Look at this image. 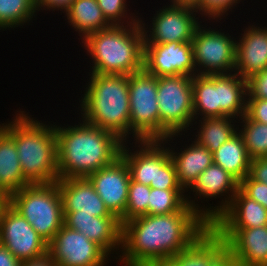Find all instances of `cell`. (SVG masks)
<instances>
[{"label": "cell", "instance_id": "obj_1", "mask_svg": "<svg viewBox=\"0 0 267 266\" xmlns=\"http://www.w3.org/2000/svg\"><path fill=\"white\" fill-rule=\"evenodd\" d=\"M209 230L210 224L189 205L180 212L133 218L122 224V247L115 265L142 266L170 260Z\"/></svg>", "mask_w": 267, "mask_h": 266}, {"label": "cell", "instance_id": "obj_2", "mask_svg": "<svg viewBox=\"0 0 267 266\" xmlns=\"http://www.w3.org/2000/svg\"><path fill=\"white\" fill-rule=\"evenodd\" d=\"M72 115L77 119L66 116L69 120L62 119V124L54 118L59 179L87 178L112 164L120 157L124 142L115 133L87 123L76 113Z\"/></svg>", "mask_w": 267, "mask_h": 266}, {"label": "cell", "instance_id": "obj_3", "mask_svg": "<svg viewBox=\"0 0 267 266\" xmlns=\"http://www.w3.org/2000/svg\"><path fill=\"white\" fill-rule=\"evenodd\" d=\"M23 107L5 119L4 130L15 142L24 179L30 185L54 183L59 179L55 123Z\"/></svg>", "mask_w": 267, "mask_h": 266}, {"label": "cell", "instance_id": "obj_4", "mask_svg": "<svg viewBox=\"0 0 267 266\" xmlns=\"http://www.w3.org/2000/svg\"><path fill=\"white\" fill-rule=\"evenodd\" d=\"M86 75L81 78L85 83L79 86L78 100L72 103L76 108L68 115L75 111L87 123L115 133L124 142L130 141L129 76Z\"/></svg>", "mask_w": 267, "mask_h": 266}, {"label": "cell", "instance_id": "obj_5", "mask_svg": "<svg viewBox=\"0 0 267 266\" xmlns=\"http://www.w3.org/2000/svg\"><path fill=\"white\" fill-rule=\"evenodd\" d=\"M144 43L140 22L91 33L78 45L87 57L83 56V63L89 64L84 73L129 76L140 72L144 70Z\"/></svg>", "mask_w": 267, "mask_h": 266}, {"label": "cell", "instance_id": "obj_6", "mask_svg": "<svg viewBox=\"0 0 267 266\" xmlns=\"http://www.w3.org/2000/svg\"><path fill=\"white\" fill-rule=\"evenodd\" d=\"M247 80L231 74L192 77L194 120L205 117H233L246 114Z\"/></svg>", "mask_w": 267, "mask_h": 266}, {"label": "cell", "instance_id": "obj_7", "mask_svg": "<svg viewBox=\"0 0 267 266\" xmlns=\"http://www.w3.org/2000/svg\"><path fill=\"white\" fill-rule=\"evenodd\" d=\"M228 23H231V26ZM228 23L203 20L197 27L191 41L196 74L234 73L236 54V32L234 31L236 26L234 27V20ZM226 24L228 25L226 26Z\"/></svg>", "mask_w": 267, "mask_h": 266}, {"label": "cell", "instance_id": "obj_8", "mask_svg": "<svg viewBox=\"0 0 267 266\" xmlns=\"http://www.w3.org/2000/svg\"><path fill=\"white\" fill-rule=\"evenodd\" d=\"M9 204L47 243L64 225L62 198L57 182L25 186L10 196Z\"/></svg>", "mask_w": 267, "mask_h": 266}, {"label": "cell", "instance_id": "obj_9", "mask_svg": "<svg viewBox=\"0 0 267 266\" xmlns=\"http://www.w3.org/2000/svg\"><path fill=\"white\" fill-rule=\"evenodd\" d=\"M157 5L151 8L155 11L148 10L151 16L146 12H140L139 22L144 33V44L191 42L197 27L203 22L197 11L186 6L168 4L162 0ZM142 14L149 17L144 18L145 15Z\"/></svg>", "mask_w": 267, "mask_h": 266}, {"label": "cell", "instance_id": "obj_10", "mask_svg": "<svg viewBox=\"0 0 267 266\" xmlns=\"http://www.w3.org/2000/svg\"><path fill=\"white\" fill-rule=\"evenodd\" d=\"M160 140L171 134L189 132L193 117L192 77H157Z\"/></svg>", "mask_w": 267, "mask_h": 266}, {"label": "cell", "instance_id": "obj_11", "mask_svg": "<svg viewBox=\"0 0 267 266\" xmlns=\"http://www.w3.org/2000/svg\"><path fill=\"white\" fill-rule=\"evenodd\" d=\"M239 184L234 176L213 163L186 191V203L211 224L228 207Z\"/></svg>", "mask_w": 267, "mask_h": 266}, {"label": "cell", "instance_id": "obj_12", "mask_svg": "<svg viewBox=\"0 0 267 266\" xmlns=\"http://www.w3.org/2000/svg\"><path fill=\"white\" fill-rule=\"evenodd\" d=\"M130 141L160 140L157 77L145 70L129 75Z\"/></svg>", "mask_w": 267, "mask_h": 266}, {"label": "cell", "instance_id": "obj_13", "mask_svg": "<svg viewBox=\"0 0 267 266\" xmlns=\"http://www.w3.org/2000/svg\"><path fill=\"white\" fill-rule=\"evenodd\" d=\"M258 13L256 21H254L252 16L248 17L246 15L245 18H247L248 22L245 20L242 22L243 28L234 20L237 26L234 72L246 80L252 75L267 69V19L263 17V14L260 15L259 11ZM258 18L261 19L259 20Z\"/></svg>", "mask_w": 267, "mask_h": 266}, {"label": "cell", "instance_id": "obj_14", "mask_svg": "<svg viewBox=\"0 0 267 266\" xmlns=\"http://www.w3.org/2000/svg\"><path fill=\"white\" fill-rule=\"evenodd\" d=\"M57 266H108L114 260L81 232L63 225L48 243Z\"/></svg>", "mask_w": 267, "mask_h": 266}, {"label": "cell", "instance_id": "obj_15", "mask_svg": "<svg viewBox=\"0 0 267 266\" xmlns=\"http://www.w3.org/2000/svg\"><path fill=\"white\" fill-rule=\"evenodd\" d=\"M0 243L19 261L36 258L48 252V243L10 204L0 213Z\"/></svg>", "mask_w": 267, "mask_h": 266}, {"label": "cell", "instance_id": "obj_16", "mask_svg": "<svg viewBox=\"0 0 267 266\" xmlns=\"http://www.w3.org/2000/svg\"><path fill=\"white\" fill-rule=\"evenodd\" d=\"M224 243L227 260L236 266L267 265V226L210 228Z\"/></svg>", "mask_w": 267, "mask_h": 266}, {"label": "cell", "instance_id": "obj_17", "mask_svg": "<svg viewBox=\"0 0 267 266\" xmlns=\"http://www.w3.org/2000/svg\"><path fill=\"white\" fill-rule=\"evenodd\" d=\"M162 141L168 147L177 179L185 191L207 167L214 163L213 153L199 145L187 133L171 134Z\"/></svg>", "mask_w": 267, "mask_h": 266}, {"label": "cell", "instance_id": "obj_18", "mask_svg": "<svg viewBox=\"0 0 267 266\" xmlns=\"http://www.w3.org/2000/svg\"><path fill=\"white\" fill-rule=\"evenodd\" d=\"M144 70L155 77H193L196 68L191 42L144 44Z\"/></svg>", "mask_w": 267, "mask_h": 266}, {"label": "cell", "instance_id": "obj_19", "mask_svg": "<svg viewBox=\"0 0 267 266\" xmlns=\"http://www.w3.org/2000/svg\"><path fill=\"white\" fill-rule=\"evenodd\" d=\"M87 179L94 186L109 212L117 216L121 224L125 223V209L131 180L125 160L120 156L112 164L90 174Z\"/></svg>", "mask_w": 267, "mask_h": 266}, {"label": "cell", "instance_id": "obj_20", "mask_svg": "<svg viewBox=\"0 0 267 266\" xmlns=\"http://www.w3.org/2000/svg\"><path fill=\"white\" fill-rule=\"evenodd\" d=\"M63 213L65 226L81 232L116 262L122 247V224L118 217H96L79 211Z\"/></svg>", "mask_w": 267, "mask_h": 266}, {"label": "cell", "instance_id": "obj_21", "mask_svg": "<svg viewBox=\"0 0 267 266\" xmlns=\"http://www.w3.org/2000/svg\"><path fill=\"white\" fill-rule=\"evenodd\" d=\"M63 212H76L96 217H117L109 212L87 178L58 179Z\"/></svg>", "mask_w": 267, "mask_h": 266}, {"label": "cell", "instance_id": "obj_22", "mask_svg": "<svg viewBox=\"0 0 267 266\" xmlns=\"http://www.w3.org/2000/svg\"><path fill=\"white\" fill-rule=\"evenodd\" d=\"M267 226V209L248 197L240 188L228 207L210 224V228H257Z\"/></svg>", "mask_w": 267, "mask_h": 266}, {"label": "cell", "instance_id": "obj_23", "mask_svg": "<svg viewBox=\"0 0 267 266\" xmlns=\"http://www.w3.org/2000/svg\"><path fill=\"white\" fill-rule=\"evenodd\" d=\"M120 156L125 160L133 181L156 185L157 140L123 142Z\"/></svg>", "mask_w": 267, "mask_h": 266}, {"label": "cell", "instance_id": "obj_24", "mask_svg": "<svg viewBox=\"0 0 267 266\" xmlns=\"http://www.w3.org/2000/svg\"><path fill=\"white\" fill-rule=\"evenodd\" d=\"M63 21L76 33L78 44L89 34L105 30L112 25L106 20L96 0H75L62 16ZM79 37V38H78Z\"/></svg>", "mask_w": 267, "mask_h": 266}, {"label": "cell", "instance_id": "obj_25", "mask_svg": "<svg viewBox=\"0 0 267 266\" xmlns=\"http://www.w3.org/2000/svg\"><path fill=\"white\" fill-rule=\"evenodd\" d=\"M226 260L225 243L211 229L188 250L170 259L175 266H221Z\"/></svg>", "mask_w": 267, "mask_h": 266}, {"label": "cell", "instance_id": "obj_26", "mask_svg": "<svg viewBox=\"0 0 267 266\" xmlns=\"http://www.w3.org/2000/svg\"><path fill=\"white\" fill-rule=\"evenodd\" d=\"M238 121L229 116L196 119L187 134L213 153L238 132Z\"/></svg>", "mask_w": 267, "mask_h": 266}, {"label": "cell", "instance_id": "obj_27", "mask_svg": "<svg viewBox=\"0 0 267 266\" xmlns=\"http://www.w3.org/2000/svg\"><path fill=\"white\" fill-rule=\"evenodd\" d=\"M28 185L22 174L15 142L3 129L0 132V187L10 197Z\"/></svg>", "mask_w": 267, "mask_h": 266}, {"label": "cell", "instance_id": "obj_28", "mask_svg": "<svg viewBox=\"0 0 267 266\" xmlns=\"http://www.w3.org/2000/svg\"><path fill=\"white\" fill-rule=\"evenodd\" d=\"M250 161L242 136L237 132L213 152L214 164L241 182L250 171Z\"/></svg>", "mask_w": 267, "mask_h": 266}, {"label": "cell", "instance_id": "obj_29", "mask_svg": "<svg viewBox=\"0 0 267 266\" xmlns=\"http://www.w3.org/2000/svg\"><path fill=\"white\" fill-rule=\"evenodd\" d=\"M35 0H0V32L28 29L37 23ZM34 21V22H33ZM33 23V24H32Z\"/></svg>", "mask_w": 267, "mask_h": 266}, {"label": "cell", "instance_id": "obj_30", "mask_svg": "<svg viewBox=\"0 0 267 266\" xmlns=\"http://www.w3.org/2000/svg\"><path fill=\"white\" fill-rule=\"evenodd\" d=\"M238 133L243 138L251 160L267 156V124L253 121L243 115L238 121Z\"/></svg>", "mask_w": 267, "mask_h": 266}, {"label": "cell", "instance_id": "obj_31", "mask_svg": "<svg viewBox=\"0 0 267 266\" xmlns=\"http://www.w3.org/2000/svg\"><path fill=\"white\" fill-rule=\"evenodd\" d=\"M186 205V191L184 189L151 188L149 215H167L180 212Z\"/></svg>", "mask_w": 267, "mask_h": 266}, {"label": "cell", "instance_id": "obj_32", "mask_svg": "<svg viewBox=\"0 0 267 266\" xmlns=\"http://www.w3.org/2000/svg\"><path fill=\"white\" fill-rule=\"evenodd\" d=\"M99 7L102 9L103 15L111 25H130L139 22V10L145 9L142 7H132L133 0H96ZM130 4H132L130 6ZM134 12H133V10Z\"/></svg>", "mask_w": 267, "mask_h": 266}, {"label": "cell", "instance_id": "obj_33", "mask_svg": "<svg viewBox=\"0 0 267 266\" xmlns=\"http://www.w3.org/2000/svg\"><path fill=\"white\" fill-rule=\"evenodd\" d=\"M245 1L247 0H201V3L195 10L203 20L227 21L230 18L229 20L233 21L232 15H235V12H240L238 13L240 18L241 15H243L241 14L243 12L241 10H244L243 8L248 6V4H245L248 3L249 0L247 2ZM253 1L254 0H250L251 3Z\"/></svg>", "mask_w": 267, "mask_h": 266}, {"label": "cell", "instance_id": "obj_34", "mask_svg": "<svg viewBox=\"0 0 267 266\" xmlns=\"http://www.w3.org/2000/svg\"><path fill=\"white\" fill-rule=\"evenodd\" d=\"M156 189H183L180 185L175 165L171 159L168 147L162 140H157V177L156 185H150Z\"/></svg>", "mask_w": 267, "mask_h": 266}, {"label": "cell", "instance_id": "obj_35", "mask_svg": "<svg viewBox=\"0 0 267 266\" xmlns=\"http://www.w3.org/2000/svg\"><path fill=\"white\" fill-rule=\"evenodd\" d=\"M150 186L133 181L129 182L128 200L125 209V222L143 215H149Z\"/></svg>", "mask_w": 267, "mask_h": 266}, {"label": "cell", "instance_id": "obj_36", "mask_svg": "<svg viewBox=\"0 0 267 266\" xmlns=\"http://www.w3.org/2000/svg\"><path fill=\"white\" fill-rule=\"evenodd\" d=\"M239 188L250 198L267 209V184L253 180L247 175L239 184Z\"/></svg>", "mask_w": 267, "mask_h": 266}, {"label": "cell", "instance_id": "obj_37", "mask_svg": "<svg viewBox=\"0 0 267 266\" xmlns=\"http://www.w3.org/2000/svg\"><path fill=\"white\" fill-rule=\"evenodd\" d=\"M74 1L75 0H35V7L37 14L40 15L41 13L40 17L42 16V12L44 16L45 14L47 16L50 12L54 15L56 12L54 18L58 15L57 17L60 21L61 17L59 18V14L64 15Z\"/></svg>", "mask_w": 267, "mask_h": 266}, {"label": "cell", "instance_id": "obj_38", "mask_svg": "<svg viewBox=\"0 0 267 266\" xmlns=\"http://www.w3.org/2000/svg\"><path fill=\"white\" fill-rule=\"evenodd\" d=\"M247 98L267 99V69L247 79Z\"/></svg>", "mask_w": 267, "mask_h": 266}, {"label": "cell", "instance_id": "obj_39", "mask_svg": "<svg viewBox=\"0 0 267 266\" xmlns=\"http://www.w3.org/2000/svg\"><path fill=\"white\" fill-rule=\"evenodd\" d=\"M245 115L253 121L267 124V99L247 98Z\"/></svg>", "mask_w": 267, "mask_h": 266}, {"label": "cell", "instance_id": "obj_40", "mask_svg": "<svg viewBox=\"0 0 267 266\" xmlns=\"http://www.w3.org/2000/svg\"><path fill=\"white\" fill-rule=\"evenodd\" d=\"M249 176L255 181L267 184V159L259 158L251 160Z\"/></svg>", "mask_w": 267, "mask_h": 266}, {"label": "cell", "instance_id": "obj_41", "mask_svg": "<svg viewBox=\"0 0 267 266\" xmlns=\"http://www.w3.org/2000/svg\"><path fill=\"white\" fill-rule=\"evenodd\" d=\"M21 266H57L49 252L44 255L21 261Z\"/></svg>", "mask_w": 267, "mask_h": 266}, {"label": "cell", "instance_id": "obj_42", "mask_svg": "<svg viewBox=\"0 0 267 266\" xmlns=\"http://www.w3.org/2000/svg\"><path fill=\"white\" fill-rule=\"evenodd\" d=\"M0 266H21L19 261L3 244L0 243Z\"/></svg>", "mask_w": 267, "mask_h": 266}, {"label": "cell", "instance_id": "obj_43", "mask_svg": "<svg viewBox=\"0 0 267 266\" xmlns=\"http://www.w3.org/2000/svg\"><path fill=\"white\" fill-rule=\"evenodd\" d=\"M165 3L173 4V5H180V6H186L193 9H196L199 4L201 3V0H163Z\"/></svg>", "mask_w": 267, "mask_h": 266}, {"label": "cell", "instance_id": "obj_44", "mask_svg": "<svg viewBox=\"0 0 267 266\" xmlns=\"http://www.w3.org/2000/svg\"><path fill=\"white\" fill-rule=\"evenodd\" d=\"M10 197L0 187V213L9 204Z\"/></svg>", "mask_w": 267, "mask_h": 266}, {"label": "cell", "instance_id": "obj_45", "mask_svg": "<svg viewBox=\"0 0 267 266\" xmlns=\"http://www.w3.org/2000/svg\"><path fill=\"white\" fill-rule=\"evenodd\" d=\"M260 1H261V2H260ZM260 1H259V0H256L255 2H253V3H255V4H253V5L251 4V6H253V7L249 8V9L244 8L245 10H248V16H249V15H252V14H249V12H250L249 10L251 9V13H252V11H253V12H254V11L257 12V11H256L257 9H255L254 6L257 5V6L260 7L261 3H262V5H261L262 7H260V8H265V9H264V12H263V11H261V9L259 8V10H260V14H264V15L267 14V13H266V12H267V9H266V8H267V7H266L267 4L264 2L265 0H264V1L260 0ZM258 2H259L260 4H259ZM256 3H257V4H256ZM265 4H266V6H265ZM263 5H264V6H263ZM252 8H253L254 10H253ZM265 11H266V12H265ZM261 12H263V13H261ZM264 17H267V16L265 15Z\"/></svg>", "mask_w": 267, "mask_h": 266}, {"label": "cell", "instance_id": "obj_46", "mask_svg": "<svg viewBox=\"0 0 267 266\" xmlns=\"http://www.w3.org/2000/svg\"><path fill=\"white\" fill-rule=\"evenodd\" d=\"M2 122H0V132L4 129L5 122L3 120H2Z\"/></svg>", "mask_w": 267, "mask_h": 266}]
</instances>
